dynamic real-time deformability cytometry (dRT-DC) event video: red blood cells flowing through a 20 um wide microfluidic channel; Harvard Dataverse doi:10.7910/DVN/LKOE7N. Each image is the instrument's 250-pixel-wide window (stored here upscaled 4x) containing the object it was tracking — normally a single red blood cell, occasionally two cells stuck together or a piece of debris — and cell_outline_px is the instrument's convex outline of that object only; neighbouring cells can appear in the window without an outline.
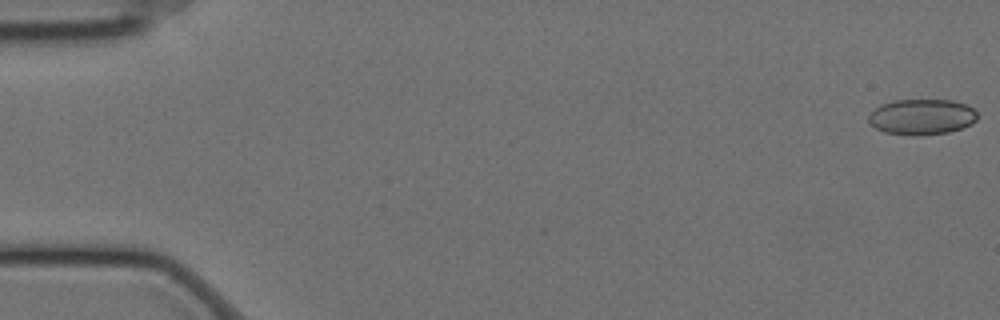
{"species": "Egyptian fruit bat (a non-hibernating species)", "species_latin": "Rousettus aegyptiacus", "temperature_condition": "cold", "stored_images_in_passage": 58, "camera_frame_rate_fps": 3000, "um_per_image_px": 0.085, "animal": {"sex": "female"}, "frame": {"image": 1, "passage_image": 1, "time_ms": 0.0, "image_size_px": [1000, 320], "cell_outline_px": [[976, 120], [972, 124], [964, 128], [948, 132], [916, 136], [884, 132], [876, 128], [868, 120], [868, 116], [880, 104], [892, 100], [952, 100], [968, 104], [976, 112]], "centroid_in_image_um": [78.37, 9.93], "position_along_channel_um": 6.6, "area_um2": 22.72}}
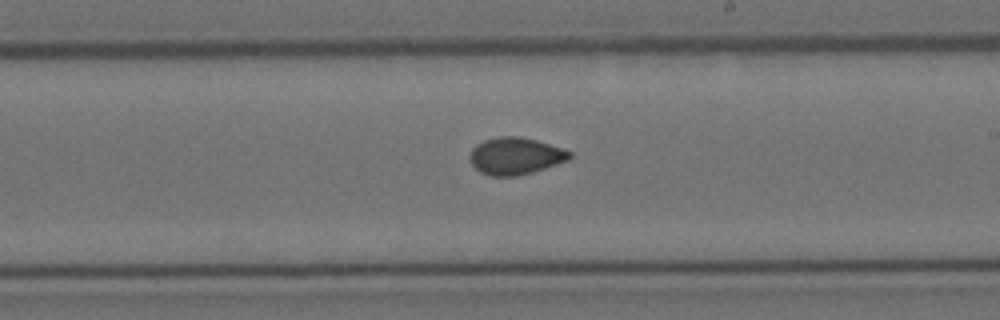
{"frame": {"image": 2, "passage_image": 34, "time_ms": 11.0, "image_size_px": [1000, 320], "cell_outline_px": [[572, 156], [568, 160], [532, 172], [516, 176], [488, 176], [480, 172], [472, 164], [468, 156], [472, 148], [476, 144], [484, 140], [500, 136], [520, 136], [536, 140], [564, 148], [572, 152]], "centroid_in_image_um": [43.8, 13.25], "position_along_channel_um": 245.2, "area_um2": 21.68}}
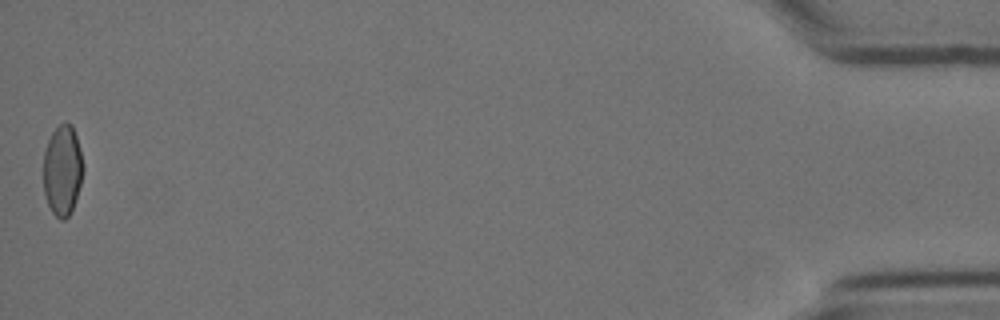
{"frame": {"image": 3, "passage_image": 58, "time_ms": 19.0, "image_size_px": [1000, 320], "cell_outline_px": [[84, 172], [72, 208], [68, 216], [64, 220], [60, 220], [52, 212], [48, 204], [44, 192], [44, 152], [48, 140], [52, 132], [60, 124], [72, 124], [80, 148], [84, 168]], "centroid_in_image_um": [5.31, 14.47], "position_along_channel_um": 429.9, "area_um2": 20.75}, "authors_computed_cell_mechanics": {"area_um2": 21.675, "velocity_mm_per_s": 3.4975, "shape_relaxation_time_tau1_ms": null, "shape_relaxation_time_tau2_ms": 1.8, "deformation_change_tau1": null, "deformation_change_tau2": 0.0411}}